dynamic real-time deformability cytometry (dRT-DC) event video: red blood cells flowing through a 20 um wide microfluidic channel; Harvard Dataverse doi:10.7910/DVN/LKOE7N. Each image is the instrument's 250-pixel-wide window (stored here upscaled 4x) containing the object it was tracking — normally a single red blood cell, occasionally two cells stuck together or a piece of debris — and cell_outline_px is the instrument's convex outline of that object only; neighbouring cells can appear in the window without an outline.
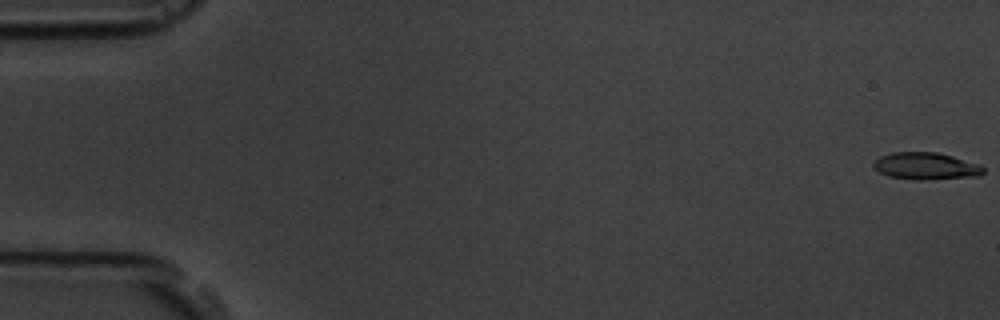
{"species": "common noctule bat (a hibernating species)", "species_latin": "Nyctalus noctula", "temperature_condition": "room temperature", "stored_images_in_passage": 57, "camera_frame_rate_fps": 3000, "um_per_image_px": 0.085, "animal": {"sex": "male", "body_mass_g": 19.5, "forearm_length_mm": 54.6}, "frame": {"image": 1, "passage_image": 1, "time_ms": 0.0, "image_size_px": [1000, 320], "cell_outline_px": [[984, 172], [980, 176], [924, 180], [912, 180], [888, 176], [872, 168], [872, 160], [880, 156], [892, 152], [936, 152], [952, 156], [980, 164], [984, 168]], "centroid_in_image_um": [78.66, 14.12], "position_along_channel_um": 6.3, "area_um2": 17.63}}
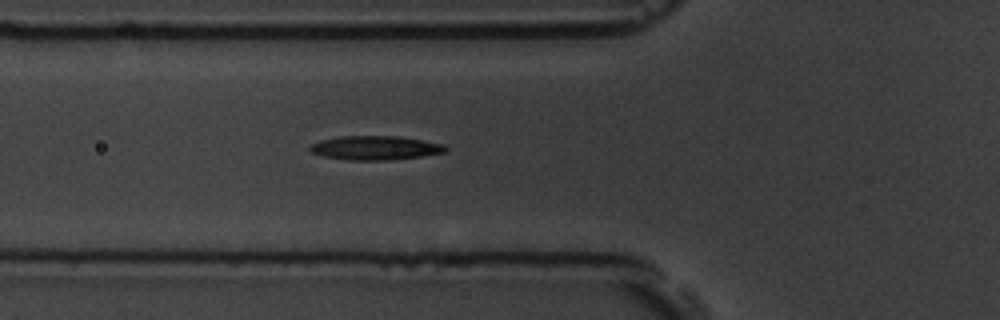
{"frame": {"image": 2, "passage_image": 21, "time_ms": 6.667, "image_size_px": [1000, 320], "cell_outline_px": [[448, 148], [444, 152], [420, 156], [388, 160], [348, 160], [324, 156], [312, 152], [308, 148], [312, 144], [320, 140], [340, 136], [400, 136], [444, 144]], "centroid_in_image_um": [31.89, 12.56], "position_along_channel_um": 93.9, "area_um2": 18.84}}
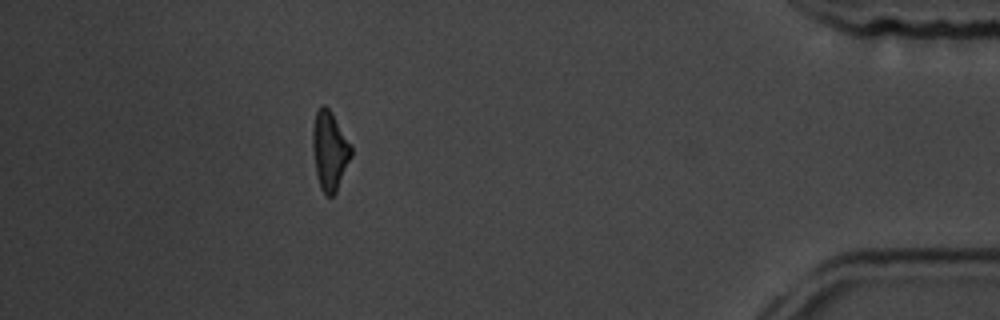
{"frame": {"image": 3, "passage_image": 51, "time_ms": 16.667, "image_size_px": [1000, 320], "cell_outline_px": [[352, 156], [336, 192], [332, 196], [324, 196], [320, 188], [316, 176], [312, 148], [312, 128], [316, 112], [320, 104], [324, 104], [332, 112], [352, 144]], "centroid_in_image_um": [28.02, 12.8], "position_along_channel_um": 407.2, "area_um2": 18.21}, "authors_computed_cell_mechanics": {"area_um2": 18.0914, "velocity_mm_per_s": 3.6435, "shape_relaxation_time_tau1_ms": 7.0102, "shape_relaxation_time_tau2_ms": 5.7839, "deformation_change_tau1": 0.1786, "deformation_change_tau2": 0.1708}}